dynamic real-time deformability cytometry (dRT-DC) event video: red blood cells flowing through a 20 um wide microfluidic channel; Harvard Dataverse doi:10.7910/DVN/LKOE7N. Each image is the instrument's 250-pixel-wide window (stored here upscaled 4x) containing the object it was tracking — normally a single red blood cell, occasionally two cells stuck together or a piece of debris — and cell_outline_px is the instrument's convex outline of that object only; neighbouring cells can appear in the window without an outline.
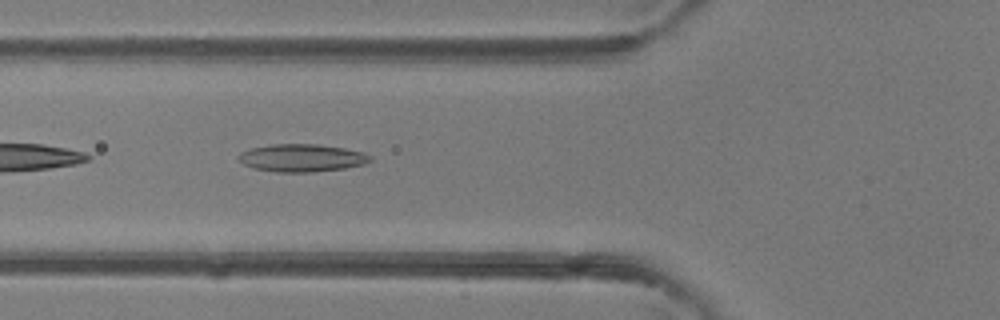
{"species": "common noctule bat (a hibernating species)", "species_latin": "Nyctalus noctula", "temperature_condition": "room temperature", "stored_images_in_passage": 42, "camera_frame_rate_fps": 3000, "um_per_image_px": 0.085, "animal": {"sex": "female"}, "frame": {"image": 1, "passage_image": 17, "time_ms": 5.333, "image_size_px": [1000, 320], "cell_outline_px": [[372, 160], [364, 164], [344, 168], [312, 172], [276, 172], [252, 168], [244, 164], [236, 156], [240, 152], [252, 148], [272, 144], [320, 144], [344, 148], [364, 152], [372, 156]], "centroid_in_image_um": [25.66, 13.42], "position_along_channel_um": 100.1, "area_um2": 21.33}}
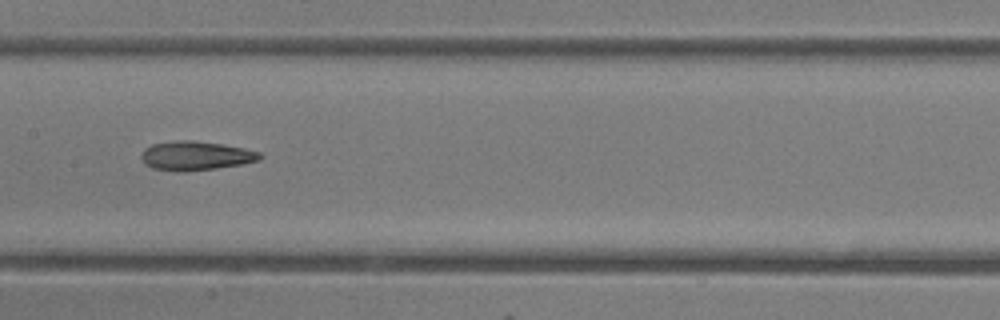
{"frame": {"image": 2, "passage_image": 23, "time_ms": 7.333, "image_size_px": [1000, 320], "cell_outline_px": [[264, 156], [260, 160], [240, 164], [216, 168], [184, 172], [180, 172], [152, 168], [144, 164], [140, 156], [144, 148], [152, 144], [176, 140], [192, 140], [220, 144], [244, 148], [260, 152]], "centroid_in_image_um": [16.61, 13.24], "position_along_channel_um": 190.8, "area_um2": 20.17}}
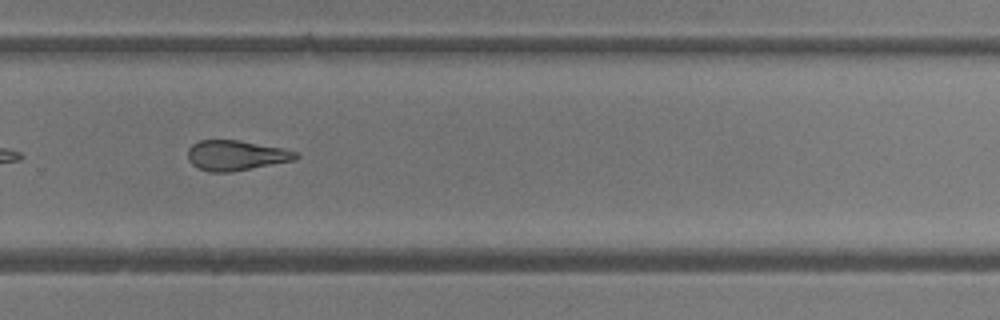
{"frame": {"image": 3, "passage_image": 31, "time_ms": 10.0, "image_size_px": [1000, 320], "cell_outline_px": [[300, 156], [296, 160], [232, 172], [208, 172], [192, 164], [188, 160], [188, 148], [192, 144], [200, 140], [240, 140], [284, 148], [296, 152]], "centroid_in_image_um": [20.08, 13.21], "position_along_channel_um": 309.7, "area_um2": 19.13}, "authors_computed_cell_mechanics": {"area_um2": 20.23, "velocity_mm_per_s": 4.4962, "shape_relaxation_time_tau1_ms": 10.3772, "shape_relaxation_time_tau2_ms": 4.8289, "deformation_change_tau1": 0.2246, "deformation_change_tau2": 0.1685}}